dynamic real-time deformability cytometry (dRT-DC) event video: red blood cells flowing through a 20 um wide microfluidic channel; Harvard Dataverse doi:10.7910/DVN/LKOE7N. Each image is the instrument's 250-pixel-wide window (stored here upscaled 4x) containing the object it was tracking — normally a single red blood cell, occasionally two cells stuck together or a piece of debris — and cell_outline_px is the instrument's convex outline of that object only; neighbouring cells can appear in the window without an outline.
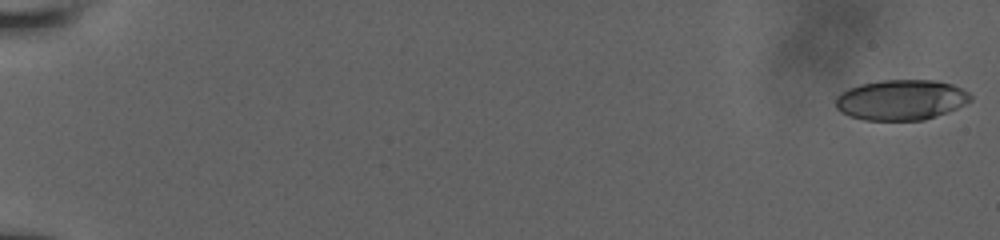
{"species": "human", "species_latin": "Homo sapiens", "temperature_condition": "room temperature", "stored_images_in_passage": 13, "camera_frame_rate_fps": 3000, "um_per_image_px": 0.085, "donor": {"sex": "male"}, "frame": {"image": 1, "passage_image": 1, "time_ms": 0.0, "image_size_px": [1000, 240], "cell_outline_px": [[972, 100], [948, 112], [924, 120], [864, 120], [840, 112], [836, 108], [836, 96], [840, 92], [848, 88], [860, 84], [880, 80], [936, 80], [952, 84], [968, 92], [972, 96]], "centroid_in_image_um": [76.58, 8.48], "position_along_channel_um": 8.4, "area_um2": 31.85}}
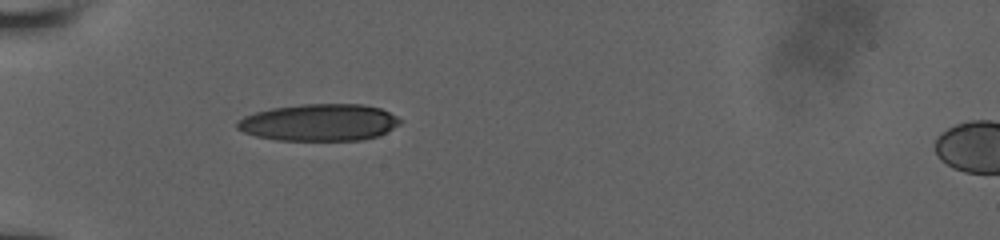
{"frame": {"image": 2, "passage_image": 10, "time_ms": 6.333, "image_size_px": [1000, 240], "cell_outline_px": [[404, 120], [400, 124], [380, 136], [360, 140], [276, 140], [256, 136], [244, 132], [236, 128], [236, 124], [244, 116], [256, 112], [272, 108], [300, 104], [364, 104], [380, 108]], "centroid_in_image_um": [27.17, 10.41], "position_along_channel_um": 57.8, "area_um2": 35.2}}
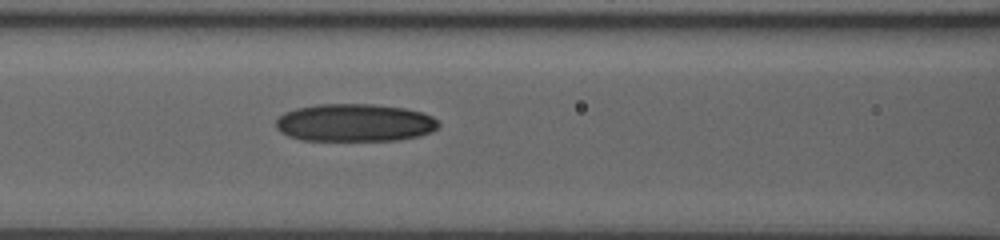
{"frame": {"image": 3, "passage_image": 13, "time_ms": 8.667, "image_size_px": [1000, 240], "cell_outline_px": [[440, 124], [432, 132], [420, 136], [400, 140], [300, 140], [288, 136], [280, 132], [276, 128], [276, 120], [284, 112], [296, 108], [316, 104], [372, 104], [404, 108], [424, 112], [432, 116]], "centroid_in_image_um": [30.15, 10.43], "position_along_channel_um": 136.4, "area_um2": 36.01}}